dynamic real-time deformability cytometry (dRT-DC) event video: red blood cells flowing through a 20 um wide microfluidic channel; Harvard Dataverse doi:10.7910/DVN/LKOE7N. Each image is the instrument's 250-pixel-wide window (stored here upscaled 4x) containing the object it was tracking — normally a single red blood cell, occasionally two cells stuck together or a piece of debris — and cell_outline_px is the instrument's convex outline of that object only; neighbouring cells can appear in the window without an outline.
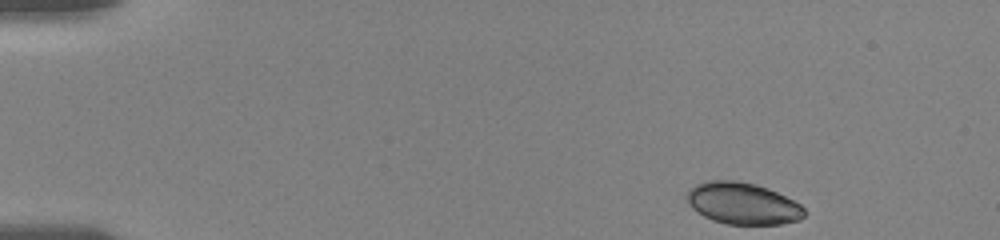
{"species": "human", "species_latin": "Homo sapiens", "temperature_condition": "room temperature", "stored_images_in_passage": 6, "camera_frame_rate_fps": 3000, "um_per_image_px": 0.085, "donor": {"sex": "female"}, "frame": {"image": 1, "passage_image": 1, "time_ms": 0.0, "image_size_px": [1000, 240], "cell_outline_px": [[808, 212], [800, 220], [780, 224], [728, 224], [712, 220], [704, 216], [692, 208], [684, 196], [688, 188], [696, 184], [708, 180], [736, 180], [756, 184], [768, 188], [800, 204]], "centroid_in_image_um": [63.11, 17.28], "position_along_channel_um": 21.9, "area_um2": 28.78}}
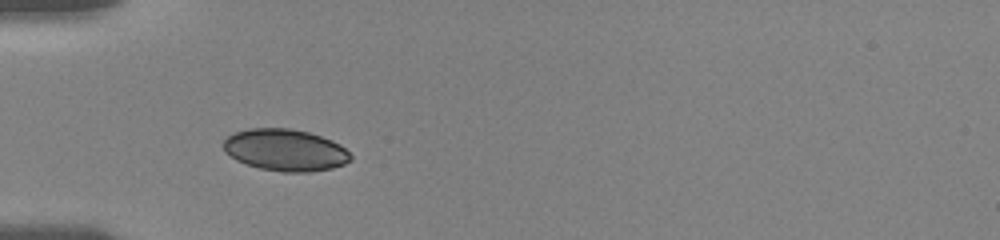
{"frame": {"image": 2, "passage_image": 5, "time_ms": 3.667, "image_size_px": [1000, 240], "cell_outline_px": [[352, 160], [344, 164], [332, 168], [312, 172], [284, 172], [260, 168], [236, 160], [224, 152], [220, 144], [228, 136], [236, 132], [248, 128], [292, 128], [308, 132], [332, 140], [340, 144], [352, 156]], "centroid_in_image_um": [24.23, 12.75], "position_along_channel_um": 60.8, "area_um2": 31.21}}
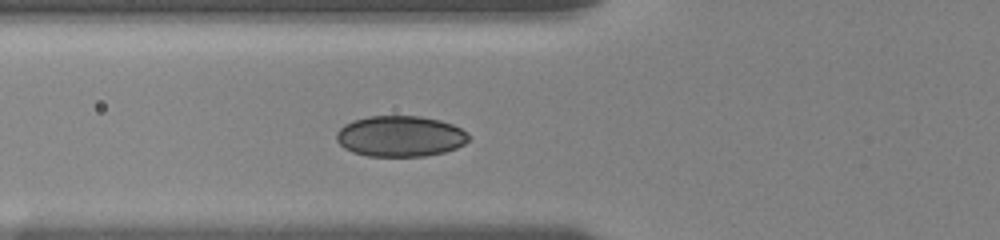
{"frame": {"image": 3, "passage_image": 6, "time_ms": 4.667, "image_size_px": [1000, 240], "cell_outline_px": [[468, 140], [464, 144], [456, 148], [444, 152], [424, 156], [368, 156], [352, 152], [344, 148], [336, 140], [336, 132], [344, 124], [352, 120], [368, 116], [420, 116], [440, 120], [452, 124], [468, 132]], "centroid_in_image_um": [34.0, 11.57], "position_along_channel_um": 91.8, "area_um2": 31.62}}